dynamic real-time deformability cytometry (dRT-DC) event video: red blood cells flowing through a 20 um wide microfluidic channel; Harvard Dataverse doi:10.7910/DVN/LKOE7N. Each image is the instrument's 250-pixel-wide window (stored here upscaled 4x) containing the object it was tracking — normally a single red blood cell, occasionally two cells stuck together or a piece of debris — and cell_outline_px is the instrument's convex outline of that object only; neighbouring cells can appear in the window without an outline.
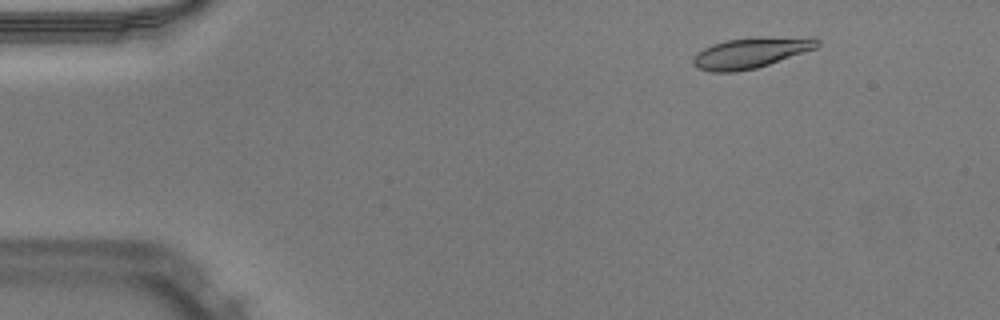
{"species": "Egyptian fruit bat (a non-hibernating species)", "species_latin": "Rousettus aegyptiacus", "temperature_condition": "warm", "stored_images_in_passage": 45, "camera_frame_rate_fps": 3000, "um_per_image_px": 0.085, "animal": {"sex": "male"}, "frame": {"image": 1, "passage_image": 1, "time_ms": 0.0, "image_size_px": [1000, 320], "cell_outline_px": [[820, 44], [816, 48], [756, 68], [732, 72], [712, 72], [696, 68], [692, 64], [692, 56], [696, 52], [712, 44], [728, 40], [756, 36], [812, 36], [820, 40]], "centroid_in_image_um": [63.83, 4.46], "position_along_channel_um": 21.2, "area_um2": 22.6}}
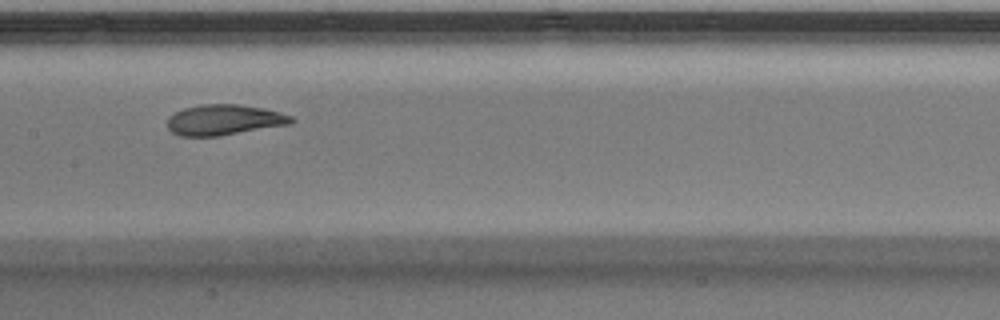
{"frame": {"image": 2, "passage_image": 20, "time_ms": 6.333, "image_size_px": [1000, 320], "cell_outline_px": [[296, 120], [292, 124], [220, 136], [180, 136], [172, 132], [168, 128], [168, 116], [184, 108], [200, 104], [236, 104], [264, 108], [280, 112], [292, 116]], "centroid_in_image_um": [19.08, 10.19], "position_along_channel_um": 188.3, "area_um2": 22.25}}
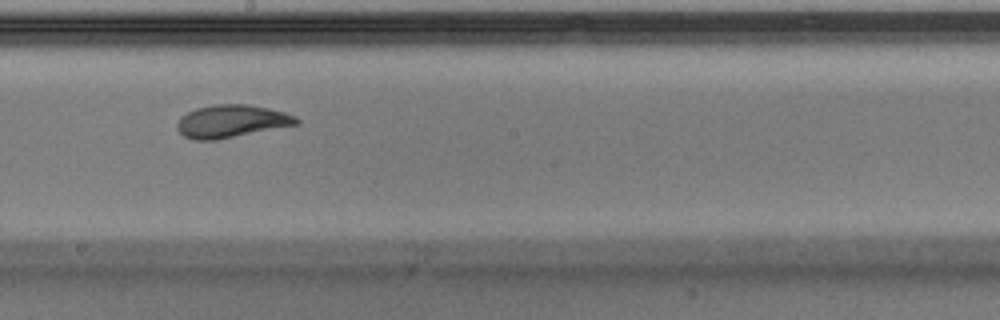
{"frame": {"image": 3, "passage_image": 23, "time_ms": 7.333, "image_size_px": [1000, 320], "cell_outline_px": [[300, 124], [216, 140], [192, 140], [184, 136], [176, 128], [176, 124], [180, 116], [196, 108], [212, 104], [248, 104], [268, 108], [284, 112], [296, 116], [300, 120]], "centroid_in_image_um": [19.67, 10.3], "position_along_channel_um": 228.5, "area_um2": 22.95}, "authors_computed_cell_mechanics": {"area_um2": 22.5998, "velocity_mm_per_s": 4.0218, "shape_relaxation_time_tau1_ms": null, "shape_relaxation_time_tau2_ms": 0.8807, "deformation_change_tau1": null, "deformation_change_tau2": 0.0569}}